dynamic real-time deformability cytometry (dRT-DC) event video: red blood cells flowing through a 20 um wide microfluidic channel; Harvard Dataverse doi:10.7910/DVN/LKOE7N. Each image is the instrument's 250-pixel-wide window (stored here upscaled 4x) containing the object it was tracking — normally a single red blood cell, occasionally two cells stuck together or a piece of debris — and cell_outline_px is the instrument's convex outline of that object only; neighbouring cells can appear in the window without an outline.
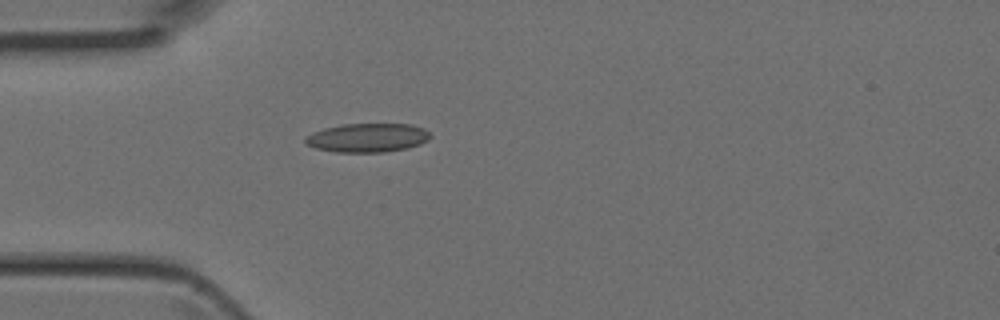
{"species": "Egyptian fruit bat (a non-hibernating species)", "species_latin": "Rousettus aegyptiacus", "temperature_condition": "room temperature", "stored_images_in_passage": 4, "camera_frame_rate_fps": 3000, "um_per_image_px": 0.085, "animal": {"sex": "female"}, "frame": {"image": 1, "passage_image": 4, "time_ms": 1.0, "image_size_px": [1000, 320], "cell_outline_px": [[432, 136], [428, 140], [420, 144], [408, 148], [384, 152], [336, 152], [316, 148], [304, 144], [304, 136], [312, 132], [324, 128], [344, 124], [412, 124], [424, 128]], "centroid_in_image_um": [31.22, 11.71], "position_along_channel_um": 53.8, "area_um2": 21.21}}